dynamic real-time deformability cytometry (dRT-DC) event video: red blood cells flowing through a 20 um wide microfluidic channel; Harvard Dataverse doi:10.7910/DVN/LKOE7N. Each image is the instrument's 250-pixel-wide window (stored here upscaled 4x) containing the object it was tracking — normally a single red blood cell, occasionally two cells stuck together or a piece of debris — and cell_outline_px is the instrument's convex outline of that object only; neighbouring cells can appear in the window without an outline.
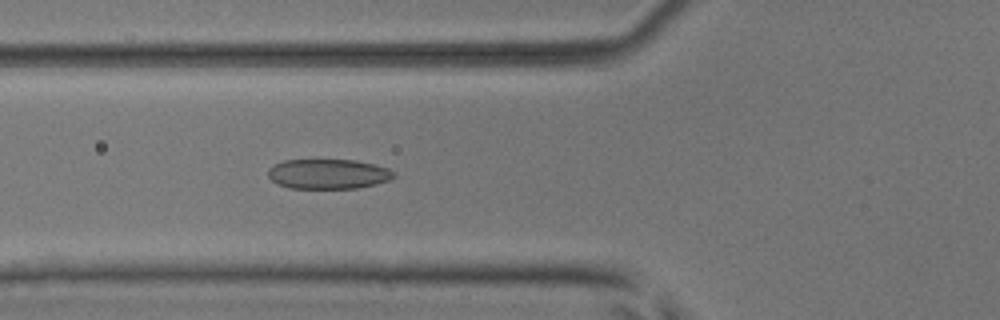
{"species": "common noctule bat (a hibernating species)", "species_latin": "Nyctalus noctula", "temperature_condition": "room temperature", "stored_images_in_passage": 54, "camera_frame_rate_fps": 3000, "um_per_image_px": 0.085, "animal": {"sex": "male", "body_mass_g": 17.9, "forearm_length_mm": 54.2}, "frame": {"image": 1, "passage_image": 21, "time_ms": 6.667, "image_size_px": [1000, 320], "cell_outline_px": [[396, 176], [388, 180], [376, 184], [356, 188], [288, 188], [276, 184], [268, 176], [268, 168], [284, 160], [356, 160], [388, 168], [396, 172]], "centroid_in_image_um": [27.89, 14.79], "position_along_channel_um": 97.9, "area_um2": 21.91}}
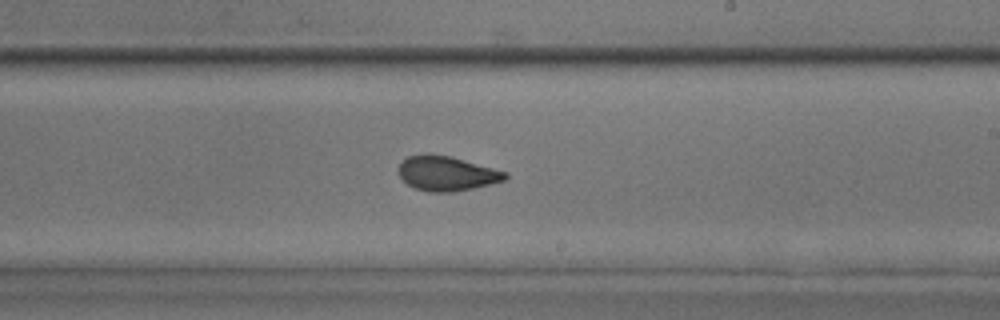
{"frame": {"image": 2, "passage_image": 33, "time_ms": 10.667, "image_size_px": [1000, 320], "cell_outline_px": [[508, 176], [504, 180], [456, 192], [428, 192], [416, 188], [408, 184], [400, 176], [400, 164], [408, 156], [428, 152], [452, 156], [508, 172]], "centroid_in_image_um": [37.98, 14.72], "position_along_channel_um": 251.0, "area_um2": 21.56}}
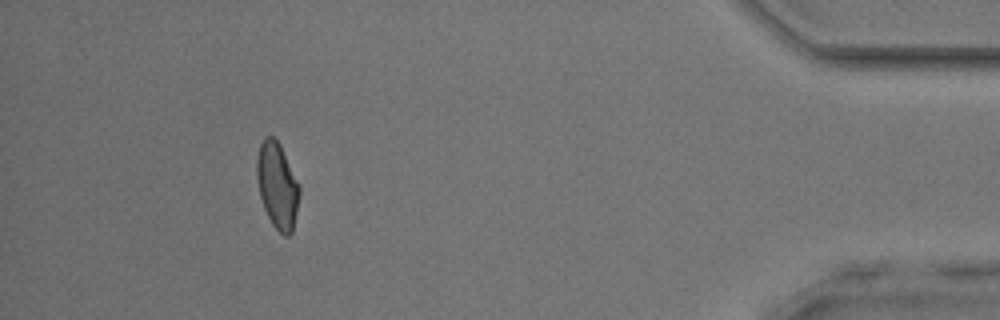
{"frame": {"image": 3, "passage_image": 50, "time_ms": 16.333, "image_size_px": [1000, 320], "cell_outline_px": [[300, 196], [292, 232], [288, 236], [284, 236], [272, 224], [264, 208], [260, 196], [256, 176], [256, 160], [260, 144], [264, 136], [272, 136], [280, 144], [300, 184]], "centroid_in_image_um": [23.58, 15.75], "position_along_channel_um": 411.6, "area_um2": 21.5}, "authors_computed_cell_mechanics": {"area_um2": 21.8484, "velocity_mm_per_s": 3.841, "shape_relaxation_time_tau1_ms": 3.9798, "shape_relaxation_time_tau2_ms": 1.1484, "deformation_change_tau1": 0.1394, "deformation_change_tau2": 0.0691}}